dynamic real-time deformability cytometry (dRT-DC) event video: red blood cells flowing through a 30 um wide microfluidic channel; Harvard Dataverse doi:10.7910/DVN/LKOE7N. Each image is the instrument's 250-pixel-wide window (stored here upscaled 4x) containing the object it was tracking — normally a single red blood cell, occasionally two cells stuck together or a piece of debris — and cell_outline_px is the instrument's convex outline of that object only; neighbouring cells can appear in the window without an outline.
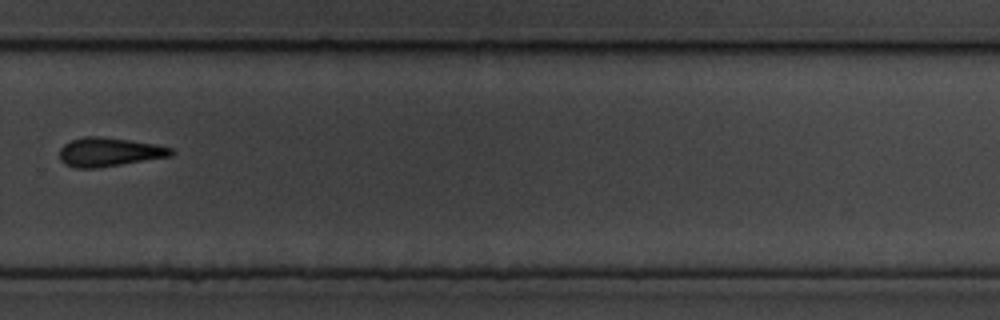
{"species": "common noctule bat (a hibernating species)", "species_latin": "Nyctalus noctula", "temperature_condition": "cold", "stored_images_in_passage": 15, "camera_frame_rate_fps": 3000, "um_per_image_px": 0.085, "animal": {"sex": "male", "body_mass_g": 19.5, "forearm_length_mm": 54.6}, "frame": {"image": 1, "passage_image": 11, "time_ms": 12.667, "image_size_px": [1000, 320], "cell_outline_px": [[176, 152], [172, 156], [96, 168], [76, 168], [64, 164], [60, 160], [60, 148], [64, 144], [72, 140], [84, 136], [100, 136], [156, 144], [172, 148]], "centroid_in_image_um": [9.28, 12.92], "position_along_channel_um": 320.5, "area_um2": 18.79}, "authors_computed_cell_mechanics": {"area_um2": 17.918, "velocity_mm_per_s": 3.5496, "shape_relaxation_time_tau1_ms": null, "shape_relaxation_time_tau2_ms": 5.5626, "deformation_change_tau1": null, "deformation_change_tau2": 0.1364}}